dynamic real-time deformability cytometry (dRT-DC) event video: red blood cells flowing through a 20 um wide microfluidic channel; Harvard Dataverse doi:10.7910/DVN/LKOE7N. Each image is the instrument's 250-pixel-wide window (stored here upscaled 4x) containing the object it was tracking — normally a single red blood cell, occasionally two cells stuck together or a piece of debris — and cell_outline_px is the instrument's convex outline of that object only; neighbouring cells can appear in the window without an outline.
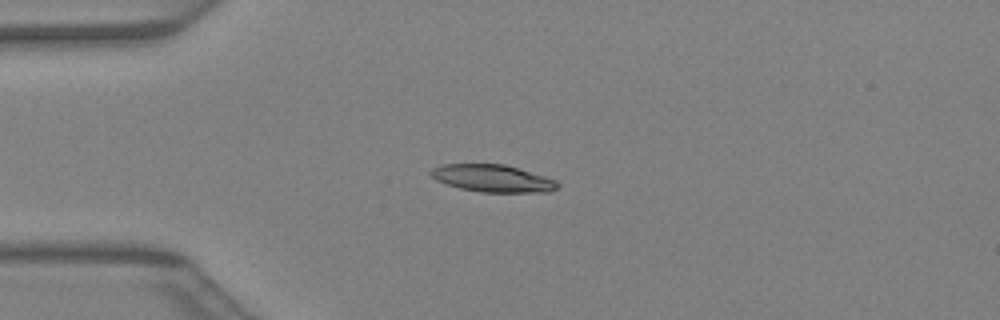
{"species": "Egyptian fruit bat (a non-hibernating species)", "species_latin": "Rousettus aegyptiacus", "temperature_condition": "warm", "stored_images_in_passage": 31, "camera_frame_rate_fps": 3000, "um_per_image_px": 0.085, "animal": {"sex": "female"}, "frame": {"image": 1, "passage_image": 1, "time_ms": 0.0, "image_size_px": [1000, 320], "cell_outline_px": [[560, 184], [556, 188], [548, 192], [480, 192], [460, 188], [436, 180], [428, 172], [432, 168], [440, 164], [504, 164], [544, 176], [556, 180]], "centroid_in_image_um": [41.85, 15.15], "position_along_channel_um": 43.2, "area_um2": 20.06}}
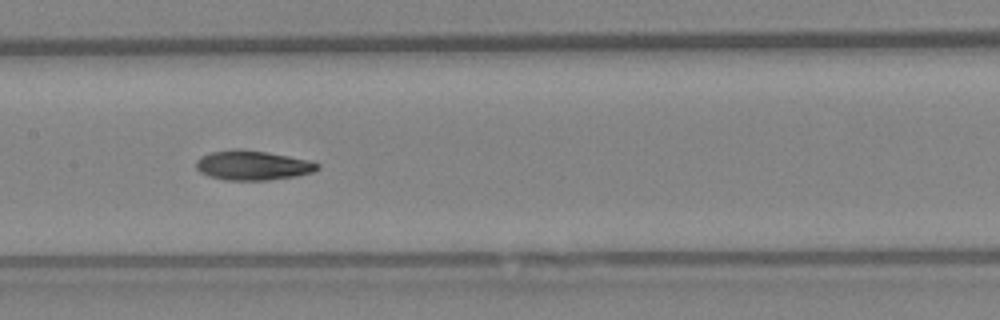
{"frame": {"image": 2, "passage_image": 11, "time_ms": 3.333, "image_size_px": [1000, 320], "cell_outline_px": [[320, 168], [312, 172], [296, 176], [268, 180], [224, 180], [208, 176], [200, 172], [196, 168], [196, 160], [200, 156], [212, 152], [268, 152], [308, 160], [320, 164]], "centroid_in_image_um": [21.5, 14.1], "position_along_channel_um": 185.9, "area_um2": 20.17}}
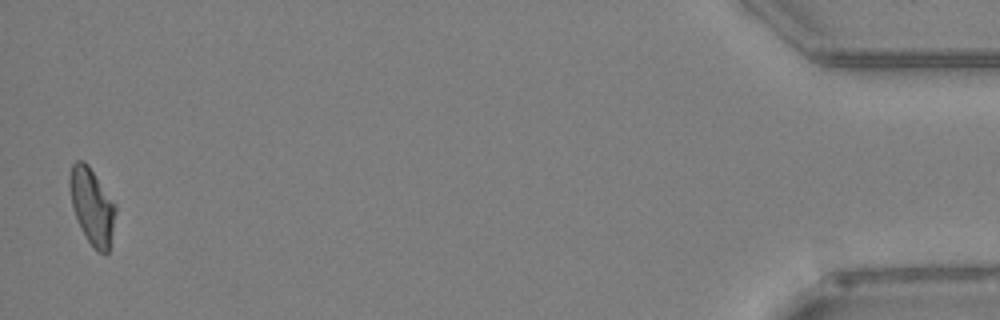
{"frame": {"image": 3, "passage_image": 31, "time_ms": 10.0, "image_size_px": [1000, 320], "cell_outline_px": [[116, 212], [108, 252], [96, 252], [88, 240], [76, 216], [72, 204], [68, 184], [68, 180], [72, 164], [76, 160], [84, 160], [88, 164], [116, 204]], "centroid_in_image_um": [7.82, 17.47], "position_along_channel_um": 427.4, "area_um2": 20.11}}